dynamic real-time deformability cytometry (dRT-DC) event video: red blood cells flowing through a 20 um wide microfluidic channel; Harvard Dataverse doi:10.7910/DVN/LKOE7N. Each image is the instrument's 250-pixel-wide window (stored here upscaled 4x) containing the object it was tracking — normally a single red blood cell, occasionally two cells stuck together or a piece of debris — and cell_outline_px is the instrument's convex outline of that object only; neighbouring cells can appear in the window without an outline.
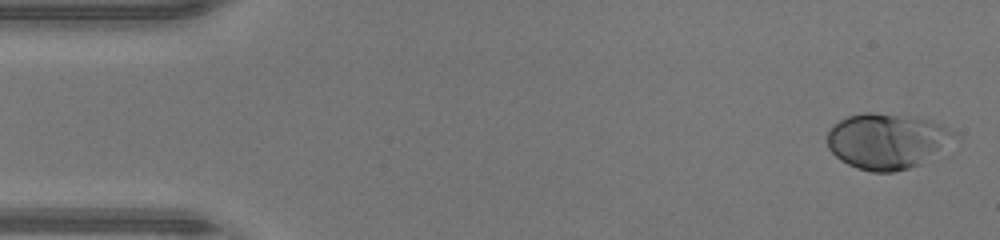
{"species": "human", "species_latin": "Homo sapiens", "temperature_condition": "warm", "stored_images_in_passage": 45, "camera_frame_rate_fps": 3000, "um_per_image_px": 0.085, "donor": {"sex": "male"}, "frame": {"image": 1, "passage_image": 1, "time_ms": 0.0, "image_size_px": [1000, 240], "cell_outline_px": [[952, 132], [940, 152], [920, 164], [908, 168], [892, 172], [872, 172], [856, 168], [840, 160], [828, 148], [828, 132], [840, 120], [848, 116], [864, 112], [872, 112], [928, 120], [940, 124]], "centroid_in_image_um": [75.3, 12.01], "position_along_channel_um": 9.7, "area_um2": 40.0}}
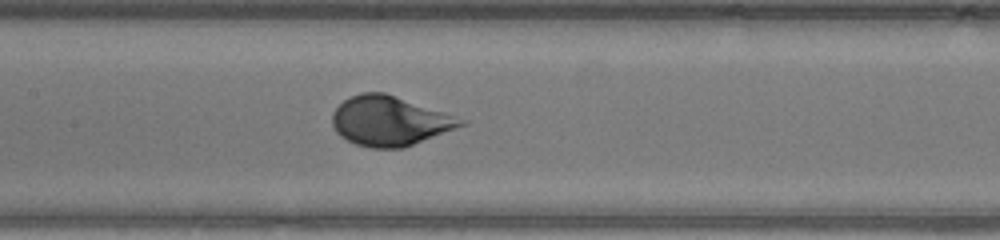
{"frame": {"image": 2, "passage_image": 21, "time_ms": 6.667, "image_size_px": [1000, 240], "cell_outline_px": [[468, 124], [404, 148], [372, 148], [356, 144], [340, 136], [336, 132], [332, 124], [332, 112], [344, 100], [352, 96], [364, 92], [384, 92], [468, 120]], "centroid_in_image_um": [33.14, 10.29], "position_along_channel_um": 174.3, "area_um2": 37.11}}
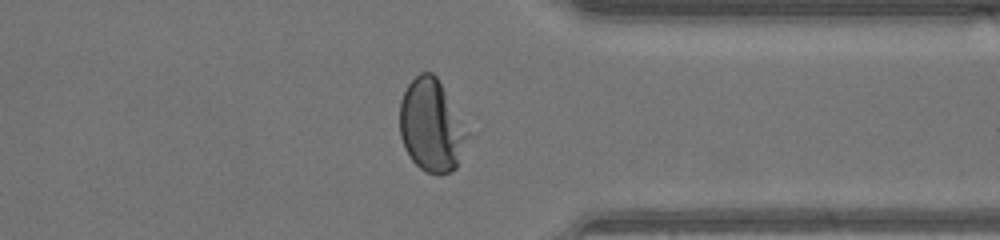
{"frame": {"image": 3, "passage_image": 35, "time_ms": 11.333, "image_size_px": [1000, 240], "cell_outline_px": [[468, 132], [456, 168], [440, 176], [436, 176], [424, 172], [412, 160], [404, 148], [400, 136], [400, 100], [408, 84], [420, 72], [432, 72], [436, 76]], "centroid_in_image_um": [36.62, 10.71], "position_along_channel_um": 374.8, "area_um2": 35.95}}